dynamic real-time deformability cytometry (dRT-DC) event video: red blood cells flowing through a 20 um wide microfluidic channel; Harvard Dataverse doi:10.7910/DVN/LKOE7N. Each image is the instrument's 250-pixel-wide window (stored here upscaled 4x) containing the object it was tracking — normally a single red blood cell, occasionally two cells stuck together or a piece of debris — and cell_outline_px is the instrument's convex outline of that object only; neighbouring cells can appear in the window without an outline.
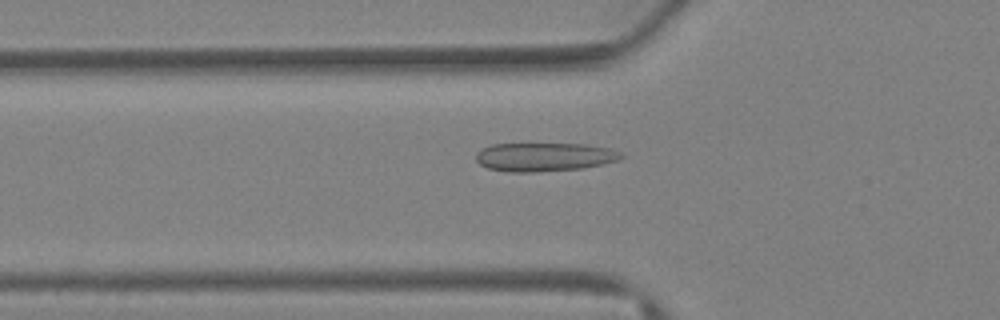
{"species": "Egyptian fruit bat (a non-hibernating species)", "species_latin": "Rousettus aegyptiacus", "temperature_condition": "warm", "stored_images_in_passage": 37, "camera_frame_rate_fps": 3000, "um_per_image_px": 0.085, "animal": {"sex": "female"}, "frame": {"image": 1, "passage_image": 12, "time_ms": 3.667, "image_size_px": [1000, 320], "cell_outline_px": [[624, 156], [620, 160], [604, 164], [584, 168], [536, 172], [508, 172], [488, 168], [480, 164], [476, 160], [476, 152], [492, 144], [584, 144], [612, 148], [620, 152]], "centroid_in_image_um": [46.31, 13.34], "position_along_channel_um": 79.5, "area_um2": 24.39}}
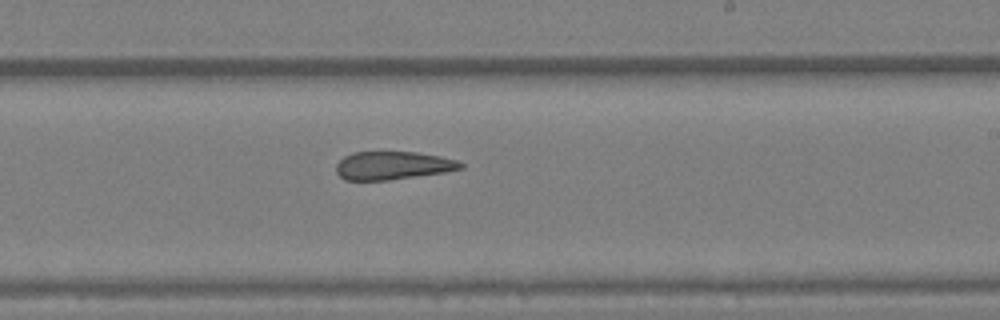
{"frame": {"image": 2, "passage_image": 22, "time_ms": 7.0, "image_size_px": [1000, 320], "cell_outline_px": [[464, 168], [444, 172], [388, 180], [344, 180], [336, 172], [336, 164], [344, 156], [352, 152], [416, 152], [440, 156], [460, 160], [464, 164]], "centroid_in_image_um": [33.4, 14.06], "position_along_channel_um": 255.6, "area_um2": 20.52}}
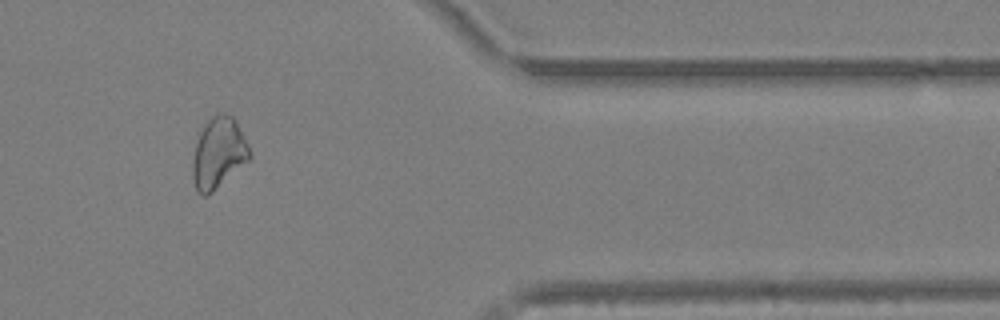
{"frame": {"image": 3, "passage_image": 31, "time_ms": 10.0, "image_size_px": [1000, 320], "cell_outline_px": [[252, 156], [248, 160], [208, 196], [204, 196], [196, 192], [192, 176], [192, 160], [196, 144], [200, 132], [204, 124], [212, 116], [220, 112], [224, 112], [232, 116], [236, 120], [248, 144]], "centroid_in_image_um": [18.56, 13.0], "position_along_channel_um": 392.8, "area_um2": 23.58}}